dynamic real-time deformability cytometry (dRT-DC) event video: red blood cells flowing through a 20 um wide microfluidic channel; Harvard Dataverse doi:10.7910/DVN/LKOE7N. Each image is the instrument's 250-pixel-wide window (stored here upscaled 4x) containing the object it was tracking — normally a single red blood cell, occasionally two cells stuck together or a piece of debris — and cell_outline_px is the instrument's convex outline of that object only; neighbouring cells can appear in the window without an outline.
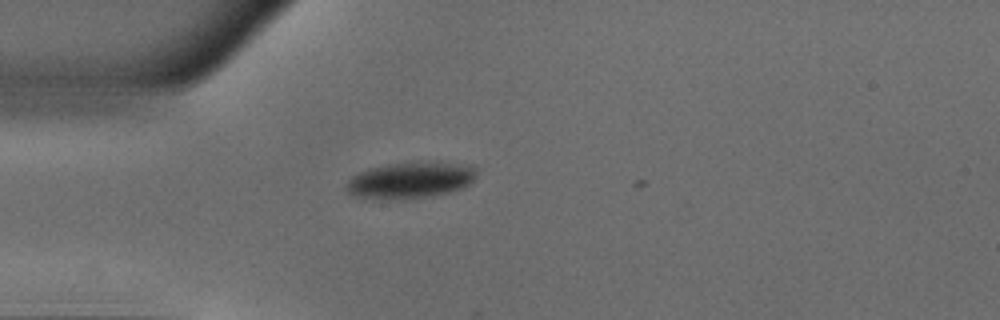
{"species": "common noctule bat (a hibernating species)", "species_latin": "Nyctalus noctula", "temperature_condition": "warm", "stored_images_in_passage": 3, "camera_frame_rate_fps": 3000, "um_per_image_px": 0.085, "animal": {"sex": "male", "body_mass_g": 18.8}, "frame": {"image": 1, "passage_image": 2, "time_ms": 0.333, "image_size_px": [1000, 320], "cell_outline_px": [[476, 176], [464, 188], [448, 192], [424, 196], [388, 200], [356, 196], [348, 192], [344, 188], [348, 180], [352, 176], [368, 168], [388, 164], [412, 160], [444, 160], [472, 164], [476, 168]], "centroid_in_image_um": [34.93, 15.25], "position_along_channel_um": 50.1, "area_um2": 28.38}}